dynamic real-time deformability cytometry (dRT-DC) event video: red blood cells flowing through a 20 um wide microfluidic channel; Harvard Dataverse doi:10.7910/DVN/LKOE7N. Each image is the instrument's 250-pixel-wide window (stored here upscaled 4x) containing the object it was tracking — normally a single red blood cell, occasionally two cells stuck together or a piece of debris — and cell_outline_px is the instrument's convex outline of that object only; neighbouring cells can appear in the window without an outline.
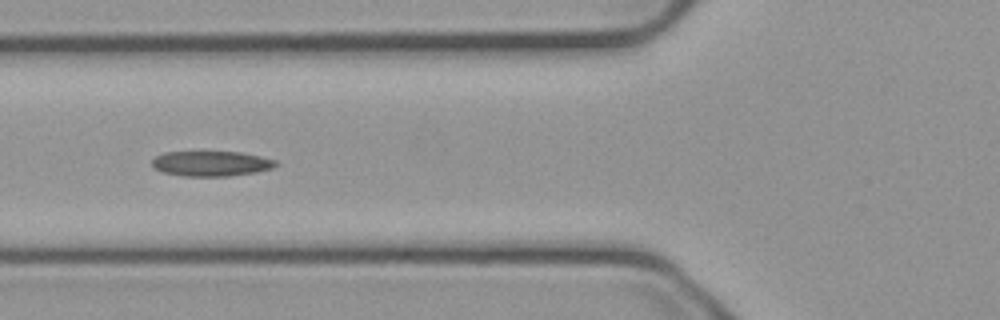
{"species": "common noctule bat (a hibernating species)", "species_latin": "Nyctalus noctula", "temperature_condition": "cold", "stored_images_in_passage": 56, "camera_frame_rate_fps": 3000, "um_per_image_px": 0.085, "animal": {"sex": "male", "body_mass_g": 23.1, "forearm_length_mm": 52.7}, "frame": {"image": 1, "passage_image": 21, "time_ms": 6.667, "image_size_px": [1000, 320], "cell_outline_px": [[280, 164], [272, 168], [256, 172], [228, 176], [184, 176], [164, 172], [152, 168], [152, 160], [156, 156], [164, 152], [240, 152], [260, 156], [276, 160]], "centroid_in_image_um": [17.96, 13.9], "position_along_channel_um": 107.8, "area_um2": 18.15}}
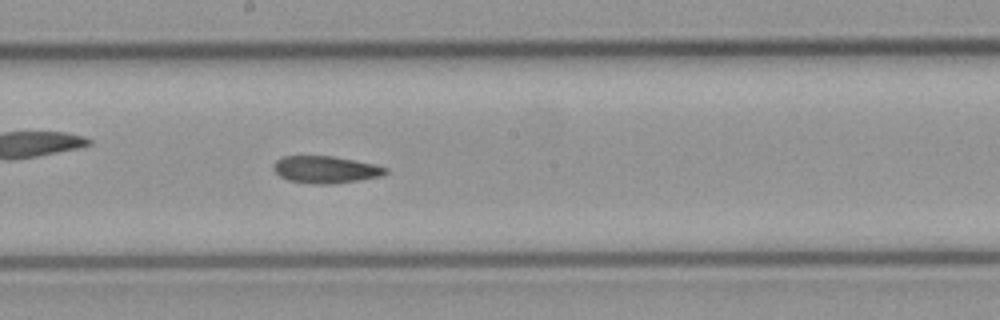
{"frame": {"image": 2, "passage_image": 30, "time_ms": 9.667, "image_size_px": [1000, 320], "cell_outline_px": [[388, 172], [384, 176], [360, 180], [332, 184], [312, 184], [288, 180], [280, 176], [272, 168], [272, 164], [276, 160], [284, 156], [332, 156], [372, 164], [388, 168]], "centroid_in_image_um": [27.67, 14.42], "position_along_channel_um": 220.5, "area_um2": 17.74}}
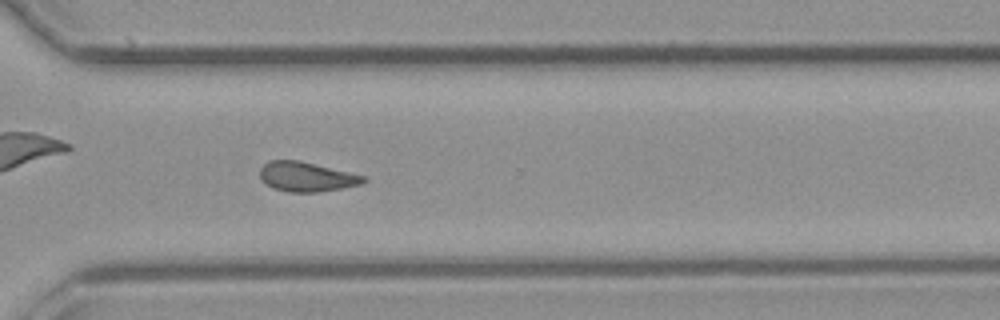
{"frame": {"image": 3, "passage_image": 40, "time_ms": 13.0, "image_size_px": [1000, 320], "cell_outline_px": [[368, 180], [360, 184], [344, 188], [320, 192], [288, 192], [272, 188], [260, 176], [260, 168], [268, 160], [300, 160], [364, 176]], "centroid_in_image_um": [26.05, 15.02], "position_along_channel_um": 344.5, "area_um2": 17.8}, "authors_computed_cell_mechanics": {"area_um2": 18.1492, "velocity_mm_per_s": 3.7272, "shape_relaxation_time_tau1_ms": null, "shape_relaxation_time_tau2_ms": 5.5841, "deformation_change_tau1": null, "deformation_change_tau2": 0.1282}}